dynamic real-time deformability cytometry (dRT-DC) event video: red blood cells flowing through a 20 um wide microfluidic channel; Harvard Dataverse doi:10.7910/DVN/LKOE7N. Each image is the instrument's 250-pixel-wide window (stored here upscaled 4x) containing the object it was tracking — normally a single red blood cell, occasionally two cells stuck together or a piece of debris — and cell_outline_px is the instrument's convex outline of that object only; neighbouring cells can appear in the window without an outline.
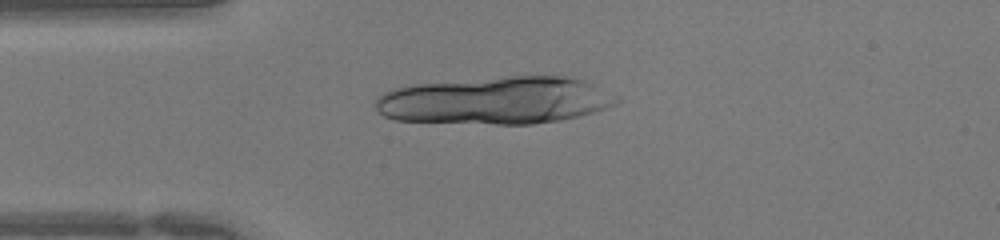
{"species": "human", "species_latin": "Homo sapiens", "temperature_condition": "warm", "stored_images_in_passage": 12, "camera_frame_rate_fps": 3000, "um_per_image_px": 0.085, "donor": {"sex": "female"}, "frame": {"image": 1, "passage_image": 10, "time_ms": 3.0, "image_size_px": [1000, 240], "cell_outline_px": [[620, 100], [616, 104], [592, 112], [560, 120], [532, 124], [496, 124], [396, 120], [384, 116], [376, 112], [376, 96], [392, 88], [412, 84], [508, 76], [576, 76], [620, 96]], "centroid_in_image_um": [42.13, 8.52], "position_along_channel_um": 42.9, "area_um2": 67.16}}